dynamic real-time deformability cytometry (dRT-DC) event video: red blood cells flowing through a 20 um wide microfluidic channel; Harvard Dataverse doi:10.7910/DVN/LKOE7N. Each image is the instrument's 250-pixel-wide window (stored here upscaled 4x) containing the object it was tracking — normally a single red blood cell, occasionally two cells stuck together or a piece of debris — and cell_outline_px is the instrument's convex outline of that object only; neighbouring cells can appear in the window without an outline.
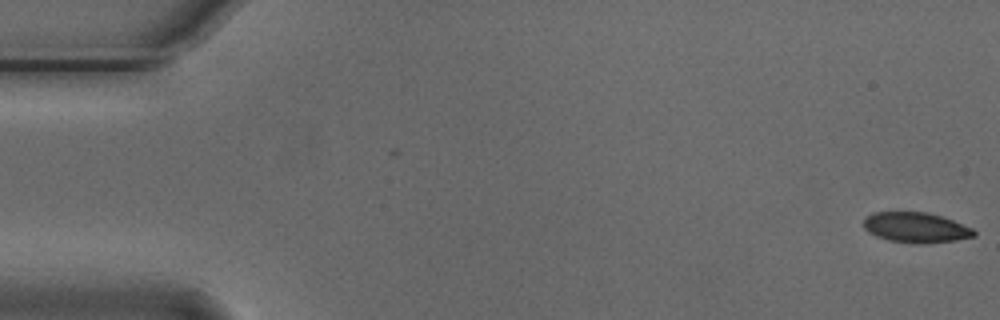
{"species": "Egyptian fruit bat (a non-hibernating species)", "species_latin": "Rousettus aegyptiacus", "temperature_condition": "cold", "stored_images_in_passage": 2, "camera_frame_rate_fps": 3000, "um_per_image_px": 0.085, "animal": {"sex": "male"}, "frame": {"image": 1, "passage_image": 2, "time_ms": 0.333, "image_size_px": [1000, 320], "cell_outline_px": [[976, 236], [956, 240], [924, 244], [912, 244], [888, 240], [876, 236], [868, 232], [864, 228], [864, 216], [872, 212], [928, 212], [952, 220], [972, 228], [976, 232]], "centroid_in_image_um": [77.82, 19.34], "position_along_channel_um": 7.2, "area_um2": 19.65}}